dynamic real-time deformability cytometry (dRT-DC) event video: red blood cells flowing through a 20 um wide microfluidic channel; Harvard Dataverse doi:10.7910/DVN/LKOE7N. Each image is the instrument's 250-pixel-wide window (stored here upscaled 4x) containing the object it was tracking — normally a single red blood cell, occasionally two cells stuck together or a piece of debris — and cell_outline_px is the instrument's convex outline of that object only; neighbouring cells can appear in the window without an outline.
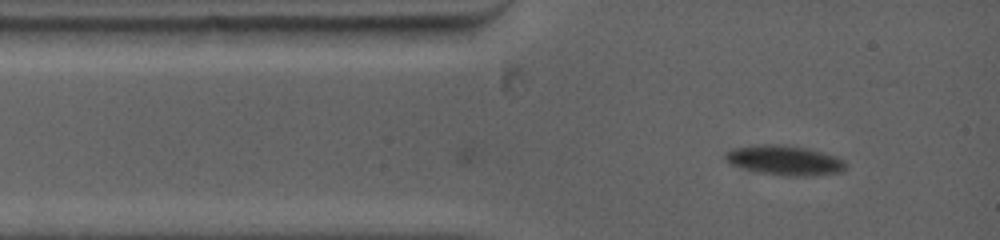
{"species": "common noctule bat (a hibernating species)", "species_latin": "Nyctalus noctula", "temperature_condition": "warm", "stored_images_in_passage": 7, "camera_frame_rate_fps": 5000, "um_per_image_px": 0.085, "animal": {"sex": "female", "body_mass_g": 19.0, "forearm_length_mm": 53.3}, "frame": {"image": 1, "passage_image": 7, "time_ms": 2.0, "image_size_px": [1000, 240], "cell_outline_px": [[848, 168], [844, 172], [816, 176], [788, 176], [756, 172], [740, 168], [724, 160], [724, 152], [732, 148], [764, 144], [776, 144], [808, 148], [824, 152], [836, 156], [844, 160], [848, 164]], "centroid_in_image_um": [66.74, 13.64], "position_along_channel_um": 18.3, "area_um2": 21.39}}